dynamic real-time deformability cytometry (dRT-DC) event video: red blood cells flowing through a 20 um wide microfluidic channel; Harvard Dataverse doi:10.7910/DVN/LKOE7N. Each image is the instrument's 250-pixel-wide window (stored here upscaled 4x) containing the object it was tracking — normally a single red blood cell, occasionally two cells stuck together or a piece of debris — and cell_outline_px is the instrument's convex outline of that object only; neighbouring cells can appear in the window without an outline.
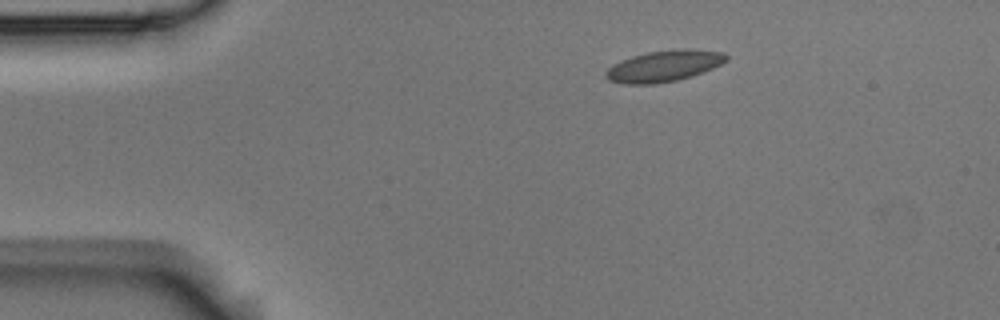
{"species": "Egyptian fruit bat (a non-hibernating species)", "species_latin": "Rousettus aegyptiacus", "temperature_condition": "room temperature", "stored_images_in_passage": 2, "camera_frame_rate_fps": 3000, "um_per_image_px": 0.085, "animal": {"sex": "male"}, "frame": {"image": 1, "passage_image": 2, "time_ms": 0.333, "image_size_px": [1000, 320], "cell_outline_px": [[728, 60], [712, 68], [692, 76], [676, 80], [656, 84], [624, 84], [608, 80], [604, 76], [604, 72], [608, 68], [632, 56], [648, 52], [676, 48], [684, 48], [724, 52], [728, 56]], "centroid_in_image_um": [56.45, 5.61], "position_along_channel_um": 28.6, "area_um2": 21.91}}